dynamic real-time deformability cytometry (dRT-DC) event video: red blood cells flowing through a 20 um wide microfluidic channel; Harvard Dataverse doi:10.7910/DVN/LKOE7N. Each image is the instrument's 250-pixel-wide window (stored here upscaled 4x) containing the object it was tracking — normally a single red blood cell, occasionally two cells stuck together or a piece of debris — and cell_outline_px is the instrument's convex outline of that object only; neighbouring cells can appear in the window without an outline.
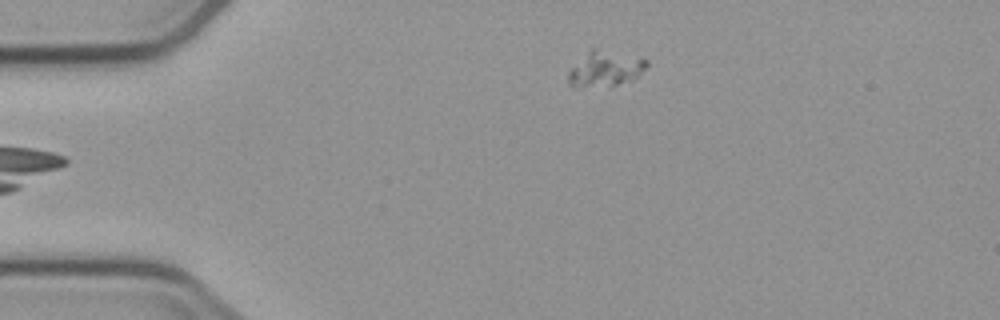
{"species": "common noctule bat (a hibernating species)", "species_latin": "Nyctalus noctula", "temperature_condition": "cold", "stored_images_in_passage": 5, "camera_frame_rate_fps": 3000, "um_per_image_px": 0.085, "animal": {"sex": "male", "body_mass_g": 23.1, "forearm_length_mm": 52.7}, "frame": {"image": 1, "passage_image": 5, "time_ms": 5.333, "image_size_px": [1000, 320], "cell_outline_px": [[648, 64], [632, 80], [616, 84], [572, 88], [568, 84], [568, 72], [592, 48], [648, 60]], "centroid_in_image_um": [51.39, 5.88], "position_along_channel_um": 33.6, "area_um2": 15.37}}